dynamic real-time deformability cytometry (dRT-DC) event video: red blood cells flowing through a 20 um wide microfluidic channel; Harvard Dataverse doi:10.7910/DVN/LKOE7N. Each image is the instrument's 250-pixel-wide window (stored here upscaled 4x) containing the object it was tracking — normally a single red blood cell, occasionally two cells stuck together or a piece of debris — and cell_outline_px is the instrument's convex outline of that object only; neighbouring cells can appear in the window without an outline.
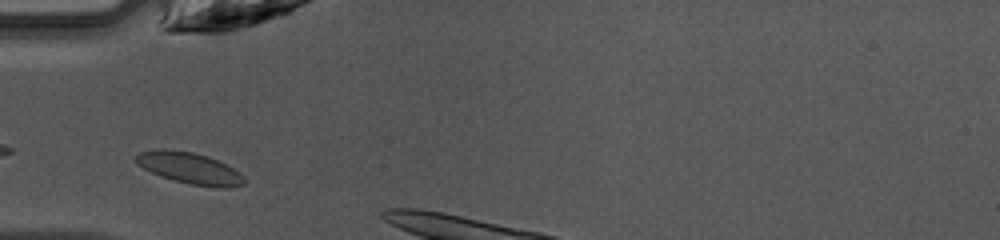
{"species": "common noctule bat (a hibernating species)", "species_latin": "Nyctalus noctula", "temperature_condition": "warm", "stored_images_in_passage": 4, "camera_frame_rate_fps": 3000, "um_per_image_px": 0.085, "animal": {"sex": "female", "body_mass_g": 10.0, "forearm_length_mm": 53.1}, "frame": {"image": 1, "passage_image": 1, "time_ms": 0.0, "image_size_px": [1000, 240], "cell_outline_px": [[244, 184], [228, 188], [216, 188], [192, 184], [160, 176], [136, 164], [136, 156], [140, 152], [160, 148], [164, 148], [192, 152], [208, 156], [240, 172], [244, 176]], "centroid_in_image_um": [16.12, 14.29], "position_along_channel_um": 68.9, "area_um2": 19.65}}